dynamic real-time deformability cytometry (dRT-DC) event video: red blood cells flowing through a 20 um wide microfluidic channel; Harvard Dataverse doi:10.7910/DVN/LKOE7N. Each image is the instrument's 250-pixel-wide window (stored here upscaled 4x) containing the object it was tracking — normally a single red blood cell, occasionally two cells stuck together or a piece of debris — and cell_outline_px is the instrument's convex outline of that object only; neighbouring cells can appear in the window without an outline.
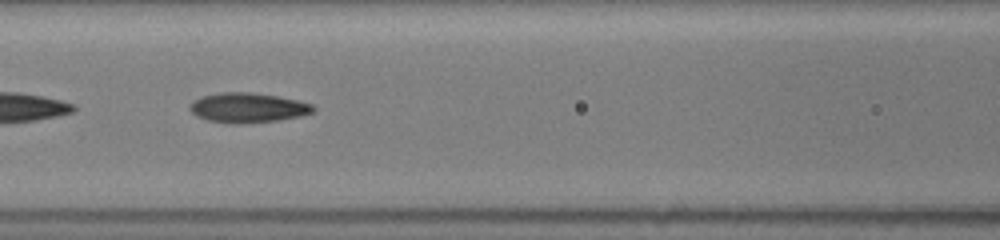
{"species": "common noctule bat (a hibernating species)", "species_latin": "Nyctalus noctula", "temperature_condition": "room temperature", "stored_images_in_passage": 32, "camera_frame_rate_fps": 3000, "um_per_image_px": 0.085, "animal": {"sex": "female", "body_mass_g": 19.5, "forearm_length_mm": 54.1}, "frame": {"image": 1, "passage_image": 24, "time_ms": 7.667, "image_size_px": [1000, 240], "cell_outline_px": [[316, 108], [312, 112], [300, 116], [276, 120], [240, 124], [236, 124], [208, 120], [196, 116], [188, 108], [188, 104], [192, 100], [204, 96], [220, 92], [252, 92], [300, 100], [312, 104]], "centroid_in_image_um": [21.04, 9.15], "position_along_channel_um": 145.6, "area_um2": 21.44}}
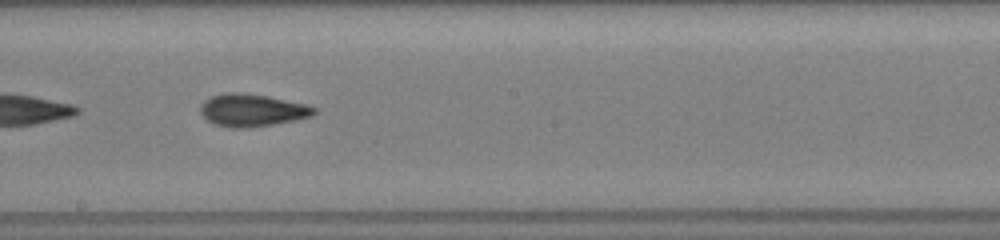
{"frame": {"image": 2, "passage_image": 30, "time_ms": 9.667, "image_size_px": [1000, 240], "cell_outline_px": [[316, 112], [312, 116], [296, 120], [248, 128], [232, 128], [216, 124], [208, 120], [200, 112], [200, 104], [204, 100], [212, 96], [224, 92], [240, 92], [268, 96], [308, 104], [316, 108]], "centroid_in_image_um": [21.44, 9.35], "position_along_channel_um": 226.8, "area_um2": 21.62}}